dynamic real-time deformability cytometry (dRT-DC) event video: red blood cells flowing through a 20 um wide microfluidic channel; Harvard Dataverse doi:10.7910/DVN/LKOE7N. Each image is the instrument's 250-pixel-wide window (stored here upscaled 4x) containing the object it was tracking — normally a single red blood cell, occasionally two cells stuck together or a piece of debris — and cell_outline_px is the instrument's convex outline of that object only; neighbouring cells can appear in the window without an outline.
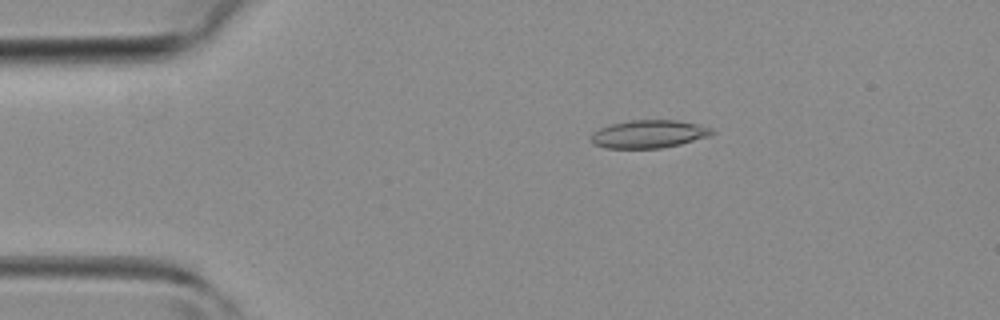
{"species": "common noctule bat (a hibernating species)", "species_latin": "Nyctalus noctula", "temperature_condition": "room temperature", "stored_images_in_passage": 37, "camera_frame_rate_fps": 3000, "um_per_image_px": 0.085, "animal": {"sex": "female", "body_mass_g": 19.3, "forearm_length_mm": 54.1}, "frame": {"image": 1, "passage_image": 3, "time_ms": 0.667, "image_size_px": [1000, 320], "cell_outline_px": [[716, 132], [708, 136], [680, 144], [660, 148], [604, 148], [596, 144], [588, 136], [592, 132], [600, 128], [612, 124], [632, 120], [676, 120], [696, 124], [712, 128]], "centroid_in_image_um": [55.13, 11.39], "position_along_channel_um": 29.9, "area_um2": 19.54}}
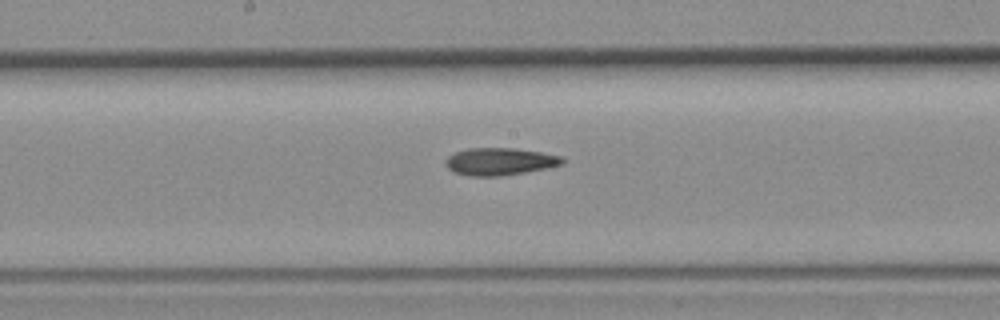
{"frame": {"image": 2, "passage_image": 17, "time_ms": 5.333, "image_size_px": [1000, 320], "cell_outline_px": [[564, 164], [548, 168], [500, 176], [468, 176], [452, 172], [444, 164], [444, 160], [448, 156], [456, 152], [468, 148], [512, 148], [540, 152], [560, 156], [564, 160]], "centroid_in_image_um": [42.44, 13.73], "position_along_channel_um": 205.8, "area_um2": 18.67}}
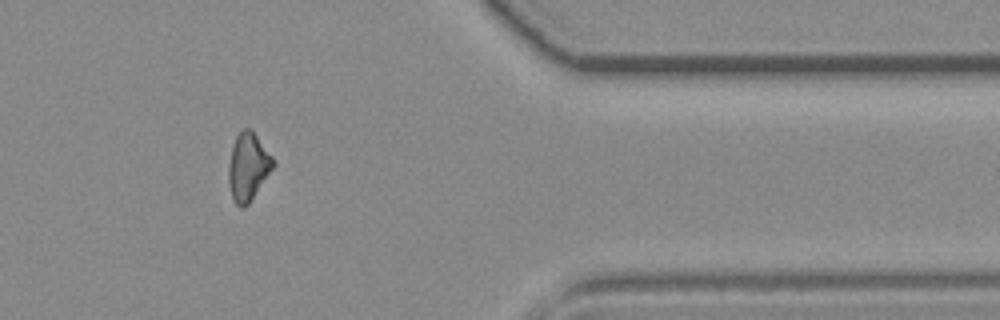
{"frame": {"image": 3, "passage_image": 30, "time_ms": 9.667, "image_size_px": [1000, 320], "cell_outline_px": [[276, 164], [248, 204], [244, 208], [240, 208], [232, 200], [228, 184], [228, 164], [232, 148], [236, 136], [244, 128], [252, 128], [272, 156]], "centroid_in_image_um": [21.08, 14.18], "position_along_channel_um": 390.3, "area_um2": 17.74}}